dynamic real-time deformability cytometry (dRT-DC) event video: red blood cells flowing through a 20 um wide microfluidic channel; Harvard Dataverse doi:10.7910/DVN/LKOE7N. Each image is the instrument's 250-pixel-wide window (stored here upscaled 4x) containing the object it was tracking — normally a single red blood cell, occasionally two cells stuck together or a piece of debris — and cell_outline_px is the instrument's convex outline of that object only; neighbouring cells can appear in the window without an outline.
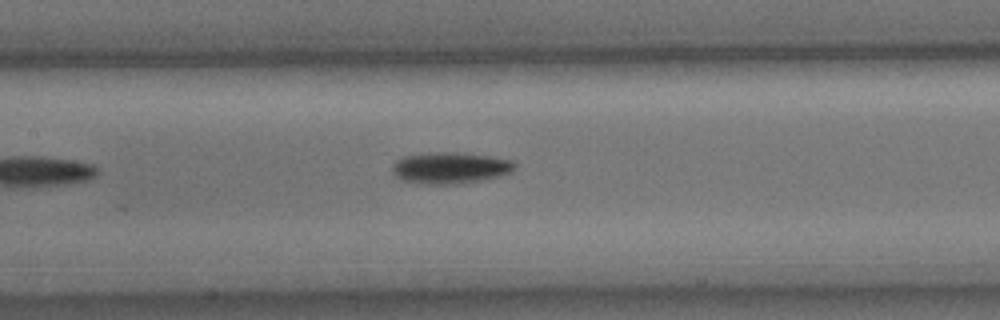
{"species": "common noctule bat (a hibernating species)", "species_latin": "Nyctalus noctula", "temperature_condition": "cold", "stored_images_in_passage": 6, "camera_frame_rate_fps": 3000, "um_per_image_px": 0.085, "animal": {"sex": "male", "body_mass_g": 15.6}, "frame": {"image": 1, "passage_image": 6, "time_ms": 1.667, "image_size_px": [1000, 320], "cell_outline_px": [[516, 168], [512, 172], [504, 176], [484, 180], [456, 184], [432, 184], [404, 180], [396, 176], [392, 172], [392, 164], [396, 160], [404, 156], [436, 152], [452, 152], [488, 156], [512, 160], [516, 164]], "centroid_in_image_um": [38.32, 14.27], "position_along_channel_um": 169.1, "area_um2": 22.43}}